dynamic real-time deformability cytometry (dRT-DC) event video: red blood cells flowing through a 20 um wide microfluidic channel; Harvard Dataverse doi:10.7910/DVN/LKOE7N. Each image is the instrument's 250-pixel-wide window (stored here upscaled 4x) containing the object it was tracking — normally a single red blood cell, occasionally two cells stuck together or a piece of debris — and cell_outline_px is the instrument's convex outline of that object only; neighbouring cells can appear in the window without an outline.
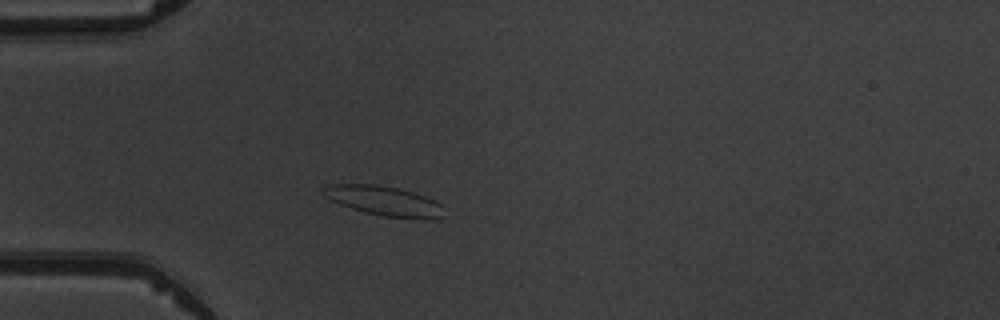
{"species": "common noctule bat (a hibernating species)", "species_latin": "Nyctalus noctula", "temperature_condition": "warm", "stored_images_in_passage": 4, "camera_frame_rate_fps": 3000, "um_per_image_px": 0.085, "animal": {"sex": "male", "body_mass_g": 19.5, "forearm_length_mm": 54.6}, "frame": {"image": 1, "passage_image": 3, "time_ms": 2.333, "image_size_px": [1000, 320], "cell_outline_px": [[444, 216], [440, 220], [420, 220], [384, 216], [364, 212], [340, 204], [324, 196], [320, 192], [320, 188], [328, 184], [376, 184], [396, 188], [412, 192], [436, 200], [444, 204]], "centroid_in_image_um": [32.72, 17.1], "position_along_channel_um": 52.3, "area_um2": 21.44}}